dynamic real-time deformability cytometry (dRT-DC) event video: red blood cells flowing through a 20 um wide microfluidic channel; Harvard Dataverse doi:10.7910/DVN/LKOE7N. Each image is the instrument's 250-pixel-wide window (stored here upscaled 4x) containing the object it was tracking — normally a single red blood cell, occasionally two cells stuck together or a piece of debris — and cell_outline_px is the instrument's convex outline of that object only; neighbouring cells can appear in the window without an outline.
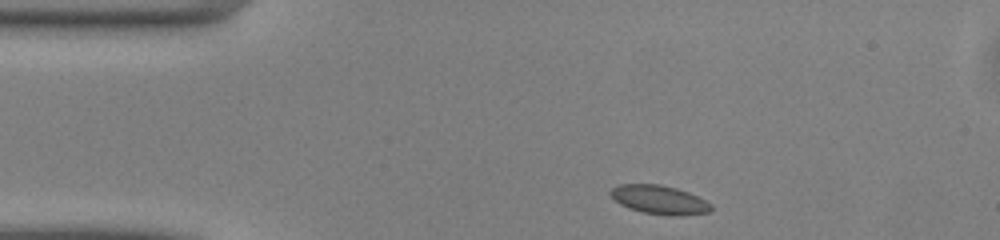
{"species": "common noctule bat (a hibernating species)", "species_latin": "Nyctalus noctula", "temperature_condition": "warm", "stored_images_in_passage": 42, "camera_frame_rate_fps": 3000, "um_per_image_px": 0.085, "animal": {"sex": "male", "body_mass_g": 13.0, "forearm_length_mm": 53.1}, "frame": {"image": 1, "passage_image": 1, "time_ms": 0.0, "image_size_px": [1000, 240], "cell_outline_px": [[712, 212], [680, 216], [676, 216], [644, 212], [628, 208], [620, 204], [608, 192], [612, 188], [620, 184], [660, 184], [676, 188], [688, 192], [712, 204]], "centroid_in_image_um": [56.06, 16.98], "position_along_channel_um": 28.9, "area_um2": 16.82}}
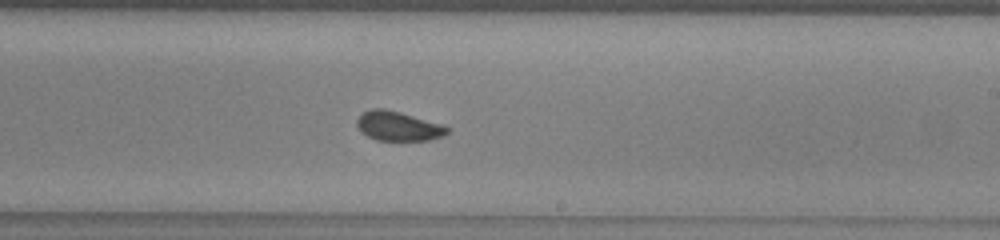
{"frame": {"image": 2, "passage_image": 21, "time_ms": 6.667, "image_size_px": [1000, 240], "cell_outline_px": [[448, 132], [444, 136], [428, 140], [376, 140], [360, 132], [356, 124], [356, 120], [364, 112], [372, 108], [384, 108], [400, 112], [444, 124], [448, 128]], "centroid_in_image_um": [33.85, 10.71], "position_along_channel_um": 255.2, "area_um2": 15.55}}
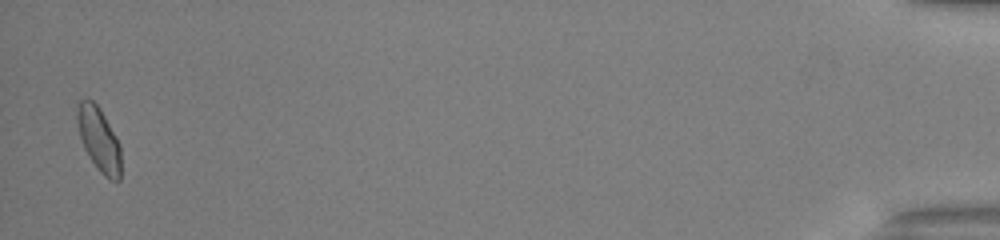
{"frame": {"image": 3, "passage_image": 41, "time_ms": 13.333, "image_size_px": [1000, 240], "cell_outline_px": [[120, 180], [112, 180], [104, 176], [100, 172], [88, 156], [84, 148], [80, 136], [76, 120], [76, 108], [80, 100], [92, 100], [100, 108], [116, 136], [120, 144]], "centroid_in_image_um": [8.4, 11.83], "position_along_channel_um": 426.8, "area_um2": 16.3}, "authors_computed_cell_mechanics": {"area_um2": 16.184, "velocity_mm_per_s": 4.0976, "shape_relaxation_time_tau1_ms": 4.4027, "shape_relaxation_time_tau2_ms": 1.0244, "deformation_change_tau1": 0.1014, "deformation_change_tau2": 0.0403}}